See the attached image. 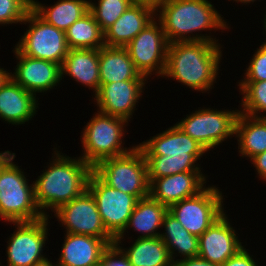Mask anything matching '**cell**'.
<instances>
[{
  "label": "cell",
  "instance_id": "1",
  "mask_svg": "<svg viewBox=\"0 0 266 266\" xmlns=\"http://www.w3.org/2000/svg\"><path fill=\"white\" fill-rule=\"evenodd\" d=\"M220 13L211 0H166L155 11V18L161 23L168 43L205 41L220 44L211 31L223 32L231 28ZM204 31L209 34L202 33Z\"/></svg>",
  "mask_w": 266,
  "mask_h": 266
},
{
  "label": "cell",
  "instance_id": "2",
  "mask_svg": "<svg viewBox=\"0 0 266 266\" xmlns=\"http://www.w3.org/2000/svg\"><path fill=\"white\" fill-rule=\"evenodd\" d=\"M222 49L221 44L205 41L168 43L162 78L175 80L192 91L209 94L222 71Z\"/></svg>",
  "mask_w": 266,
  "mask_h": 266
},
{
  "label": "cell",
  "instance_id": "3",
  "mask_svg": "<svg viewBox=\"0 0 266 266\" xmlns=\"http://www.w3.org/2000/svg\"><path fill=\"white\" fill-rule=\"evenodd\" d=\"M57 145L52 148L50 162L33 181L35 200L45 217H50L49 212H55L61 205L80 196L87 189L92 172V167L80 156H67Z\"/></svg>",
  "mask_w": 266,
  "mask_h": 266
},
{
  "label": "cell",
  "instance_id": "4",
  "mask_svg": "<svg viewBox=\"0 0 266 266\" xmlns=\"http://www.w3.org/2000/svg\"><path fill=\"white\" fill-rule=\"evenodd\" d=\"M145 155L148 179L188 171H201L200 160L208 152L176 124L137 144ZM199 161V163H198Z\"/></svg>",
  "mask_w": 266,
  "mask_h": 266
},
{
  "label": "cell",
  "instance_id": "5",
  "mask_svg": "<svg viewBox=\"0 0 266 266\" xmlns=\"http://www.w3.org/2000/svg\"><path fill=\"white\" fill-rule=\"evenodd\" d=\"M15 158L16 153L11 152L0 163V221L8 225L45 217L35 200L34 183L29 184L27 174L14 162Z\"/></svg>",
  "mask_w": 266,
  "mask_h": 266
},
{
  "label": "cell",
  "instance_id": "6",
  "mask_svg": "<svg viewBox=\"0 0 266 266\" xmlns=\"http://www.w3.org/2000/svg\"><path fill=\"white\" fill-rule=\"evenodd\" d=\"M96 111L80 133L83 149L80 157L92 168L104 159L124 155L135 147H124L128 121Z\"/></svg>",
  "mask_w": 266,
  "mask_h": 266
},
{
  "label": "cell",
  "instance_id": "7",
  "mask_svg": "<svg viewBox=\"0 0 266 266\" xmlns=\"http://www.w3.org/2000/svg\"><path fill=\"white\" fill-rule=\"evenodd\" d=\"M92 171L108 186L133 195L138 200L149 196L147 162L136 144L124 155L98 162Z\"/></svg>",
  "mask_w": 266,
  "mask_h": 266
},
{
  "label": "cell",
  "instance_id": "8",
  "mask_svg": "<svg viewBox=\"0 0 266 266\" xmlns=\"http://www.w3.org/2000/svg\"><path fill=\"white\" fill-rule=\"evenodd\" d=\"M235 109L200 107L195 112H189L175 124L210 153L215 147L234 137L239 114V109Z\"/></svg>",
  "mask_w": 266,
  "mask_h": 266
},
{
  "label": "cell",
  "instance_id": "9",
  "mask_svg": "<svg viewBox=\"0 0 266 266\" xmlns=\"http://www.w3.org/2000/svg\"><path fill=\"white\" fill-rule=\"evenodd\" d=\"M22 24H28V29L21 35L15 47L25 56L61 66L69 51L65 32L47 23L32 8Z\"/></svg>",
  "mask_w": 266,
  "mask_h": 266
},
{
  "label": "cell",
  "instance_id": "10",
  "mask_svg": "<svg viewBox=\"0 0 266 266\" xmlns=\"http://www.w3.org/2000/svg\"><path fill=\"white\" fill-rule=\"evenodd\" d=\"M207 185L198 194L172 204L168 211L191 234L200 237L226 210L222 189Z\"/></svg>",
  "mask_w": 266,
  "mask_h": 266
},
{
  "label": "cell",
  "instance_id": "11",
  "mask_svg": "<svg viewBox=\"0 0 266 266\" xmlns=\"http://www.w3.org/2000/svg\"><path fill=\"white\" fill-rule=\"evenodd\" d=\"M52 217H43L33 222H11L15 231L7 238L6 265L0 266H32L47 258L43 252L47 245ZM50 219V220H49ZM44 253V254H43Z\"/></svg>",
  "mask_w": 266,
  "mask_h": 266
},
{
  "label": "cell",
  "instance_id": "12",
  "mask_svg": "<svg viewBox=\"0 0 266 266\" xmlns=\"http://www.w3.org/2000/svg\"><path fill=\"white\" fill-rule=\"evenodd\" d=\"M87 190L95 199L104 227L114 239L118 238L127 227L138 199L108 186L93 171Z\"/></svg>",
  "mask_w": 266,
  "mask_h": 266
},
{
  "label": "cell",
  "instance_id": "13",
  "mask_svg": "<svg viewBox=\"0 0 266 266\" xmlns=\"http://www.w3.org/2000/svg\"><path fill=\"white\" fill-rule=\"evenodd\" d=\"M136 70L148 80L162 77L166 67L168 41L155 18L124 47ZM150 77V78H149Z\"/></svg>",
  "mask_w": 266,
  "mask_h": 266
},
{
  "label": "cell",
  "instance_id": "14",
  "mask_svg": "<svg viewBox=\"0 0 266 266\" xmlns=\"http://www.w3.org/2000/svg\"><path fill=\"white\" fill-rule=\"evenodd\" d=\"M53 215L59 227L66 229L65 233L101 238L108 245L115 242L104 227L95 199L87 189L80 196L61 205Z\"/></svg>",
  "mask_w": 266,
  "mask_h": 266
},
{
  "label": "cell",
  "instance_id": "15",
  "mask_svg": "<svg viewBox=\"0 0 266 266\" xmlns=\"http://www.w3.org/2000/svg\"><path fill=\"white\" fill-rule=\"evenodd\" d=\"M147 83L148 80H128L100 84L98 92L94 97L92 95V100L94 99L99 112L124 118L129 122L137 110L136 105L142 99Z\"/></svg>",
  "mask_w": 266,
  "mask_h": 266
},
{
  "label": "cell",
  "instance_id": "16",
  "mask_svg": "<svg viewBox=\"0 0 266 266\" xmlns=\"http://www.w3.org/2000/svg\"><path fill=\"white\" fill-rule=\"evenodd\" d=\"M13 53L16 61L10 77L26 91L35 96L50 92L58 87L61 81V66L51 61L23 55L15 46ZM15 69V70H14ZM38 93V94H37ZM37 94V95H36Z\"/></svg>",
  "mask_w": 266,
  "mask_h": 266
},
{
  "label": "cell",
  "instance_id": "17",
  "mask_svg": "<svg viewBox=\"0 0 266 266\" xmlns=\"http://www.w3.org/2000/svg\"><path fill=\"white\" fill-rule=\"evenodd\" d=\"M228 215L225 212L199 237L198 256L220 266L245 246Z\"/></svg>",
  "mask_w": 266,
  "mask_h": 266
},
{
  "label": "cell",
  "instance_id": "18",
  "mask_svg": "<svg viewBox=\"0 0 266 266\" xmlns=\"http://www.w3.org/2000/svg\"><path fill=\"white\" fill-rule=\"evenodd\" d=\"M207 176L202 170L148 179L149 196L169 208L172 204L201 192L206 187L209 179Z\"/></svg>",
  "mask_w": 266,
  "mask_h": 266
},
{
  "label": "cell",
  "instance_id": "19",
  "mask_svg": "<svg viewBox=\"0 0 266 266\" xmlns=\"http://www.w3.org/2000/svg\"><path fill=\"white\" fill-rule=\"evenodd\" d=\"M37 99L38 96L26 91L10 77L0 88V119L12 126L30 123L38 114Z\"/></svg>",
  "mask_w": 266,
  "mask_h": 266
},
{
  "label": "cell",
  "instance_id": "20",
  "mask_svg": "<svg viewBox=\"0 0 266 266\" xmlns=\"http://www.w3.org/2000/svg\"><path fill=\"white\" fill-rule=\"evenodd\" d=\"M58 266H99L102 253L109 246L103 239L82 234L64 233Z\"/></svg>",
  "mask_w": 266,
  "mask_h": 266
},
{
  "label": "cell",
  "instance_id": "21",
  "mask_svg": "<svg viewBox=\"0 0 266 266\" xmlns=\"http://www.w3.org/2000/svg\"><path fill=\"white\" fill-rule=\"evenodd\" d=\"M155 10L142 4H131L127 10L104 31V44L108 47H125L151 21Z\"/></svg>",
  "mask_w": 266,
  "mask_h": 266
},
{
  "label": "cell",
  "instance_id": "22",
  "mask_svg": "<svg viewBox=\"0 0 266 266\" xmlns=\"http://www.w3.org/2000/svg\"><path fill=\"white\" fill-rule=\"evenodd\" d=\"M64 76L93 90L95 95L100 88L99 49H69L61 65V79Z\"/></svg>",
  "mask_w": 266,
  "mask_h": 266
},
{
  "label": "cell",
  "instance_id": "23",
  "mask_svg": "<svg viewBox=\"0 0 266 266\" xmlns=\"http://www.w3.org/2000/svg\"><path fill=\"white\" fill-rule=\"evenodd\" d=\"M167 212V206L152 199L150 196L138 200L127 227L115 241H124L126 237L133 240L132 236L129 238V234H127L128 236L126 235V232L129 233L128 231H131V229L139 233L136 238L160 237L161 230L159 229H162L163 219Z\"/></svg>",
  "mask_w": 266,
  "mask_h": 266
},
{
  "label": "cell",
  "instance_id": "24",
  "mask_svg": "<svg viewBox=\"0 0 266 266\" xmlns=\"http://www.w3.org/2000/svg\"><path fill=\"white\" fill-rule=\"evenodd\" d=\"M100 84L128 80H148L135 68L124 47L103 46L99 49Z\"/></svg>",
  "mask_w": 266,
  "mask_h": 266
},
{
  "label": "cell",
  "instance_id": "25",
  "mask_svg": "<svg viewBox=\"0 0 266 266\" xmlns=\"http://www.w3.org/2000/svg\"><path fill=\"white\" fill-rule=\"evenodd\" d=\"M235 140L240 158L247 160L266 151V117H252L239 112L235 123Z\"/></svg>",
  "mask_w": 266,
  "mask_h": 266
},
{
  "label": "cell",
  "instance_id": "26",
  "mask_svg": "<svg viewBox=\"0 0 266 266\" xmlns=\"http://www.w3.org/2000/svg\"><path fill=\"white\" fill-rule=\"evenodd\" d=\"M162 230L160 238L167 246L174 264L178 260L198 256L199 237L188 232L169 211L164 216Z\"/></svg>",
  "mask_w": 266,
  "mask_h": 266
},
{
  "label": "cell",
  "instance_id": "27",
  "mask_svg": "<svg viewBox=\"0 0 266 266\" xmlns=\"http://www.w3.org/2000/svg\"><path fill=\"white\" fill-rule=\"evenodd\" d=\"M132 242L129 248L123 247L122 241L114 242L132 266H174L168 248L160 237L137 238Z\"/></svg>",
  "mask_w": 266,
  "mask_h": 266
},
{
  "label": "cell",
  "instance_id": "28",
  "mask_svg": "<svg viewBox=\"0 0 266 266\" xmlns=\"http://www.w3.org/2000/svg\"><path fill=\"white\" fill-rule=\"evenodd\" d=\"M45 4L32 0V9L47 23L64 32L89 12V0H58L53 5Z\"/></svg>",
  "mask_w": 266,
  "mask_h": 266
},
{
  "label": "cell",
  "instance_id": "29",
  "mask_svg": "<svg viewBox=\"0 0 266 266\" xmlns=\"http://www.w3.org/2000/svg\"><path fill=\"white\" fill-rule=\"evenodd\" d=\"M69 49H100L105 46L104 32L88 12L65 31Z\"/></svg>",
  "mask_w": 266,
  "mask_h": 266
},
{
  "label": "cell",
  "instance_id": "30",
  "mask_svg": "<svg viewBox=\"0 0 266 266\" xmlns=\"http://www.w3.org/2000/svg\"><path fill=\"white\" fill-rule=\"evenodd\" d=\"M241 93L239 112L252 117H266V81H238ZM265 113V114H264Z\"/></svg>",
  "mask_w": 266,
  "mask_h": 266
},
{
  "label": "cell",
  "instance_id": "31",
  "mask_svg": "<svg viewBox=\"0 0 266 266\" xmlns=\"http://www.w3.org/2000/svg\"><path fill=\"white\" fill-rule=\"evenodd\" d=\"M89 0V12L104 32L133 4L132 0Z\"/></svg>",
  "mask_w": 266,
  "mask_h": 266
},
{
  "label": "cell",
  "instance_id": "32",
  "mask_svg": "<svg viewBox=\"0 0 266 266\" xmlns=\"http://www.w3.org/2000/svg\"><path fill=\"white\" fill-rule=\"evenodd\" d=\"M31 8L32 0H0V26L22 25Z\"/></svg>",
  "mask_w": 266,
  "mask_h": 266
},
{
  "label": "cell",
  "instance_id": "33",
  "mask_svg": "<svg viewBox=\"0 0 266 266\" xmlns=\"http://www.w3.org/2000/svg\"><path fill=\"white\" fill-rule=\"evenodd\" d=\"M239 81H266V39L256 48Z\"/></svg>",
  "mask_w": 266,
  "mask_h": 266
},
{
  "label": "cell",
  "instance_id": "34",
  "mask_svg": "<svg viewBox=\"0 0 266 266\" xmlns=\"http://www.w3.org/2000/svg\"><path fill=\"white\" fill-rule=\"evenodd\" d=\"M100 266H132L124 252L114 243L102 253Z\"/></svg>",
  "mask_w": 266,
  "mask_h": 266
},
{
  "label": "cell",
  "instance_id": "35",
  "mask_svg": "<svg viewBox=\"0 0 266 266\" xmlns=\"http://www.w3.org/2000/svg\"><path fill=\"white\" fill-rule=\"evenodd\" d=\"M248 251L249 249H246L244 246L221 266H259L258 260L256 258L254 260V256Z\"/></svg>",
  "mask_w": 266,
  "mask_h": 266
},
{
  "label": "cell",
  "instance_id": "36",
  "mask_svg": "<svg viewBox=\"0 0 266 266\" xmlns=\"http://www.w3.org/2000/svg\"><path fill=\"white\" fill-rule=\"evenodd\" d=\"M253 165L254 170L257 171L256 174L259 180L265 181L266 183V151L257 154L255 157L249 160Z\"/></svg>",
  "mask_w": 266,
  "mask_h": 266
},
{
  "label": "cell",
  "instance_id": "37",
  "mask_svg": "<svg viewBox=\"0 0 266 266\" xmlns=\"http://www.w3.org/2000/svg\"><path fill=\"white\" fill-rule=\"evenodd\" d=\"M174 266H220L199 256L178 260Z\"/></svg>",
  "mask_w": 266,
  "mask_h": 266
},
{
  "label": "cell",
  "instance_id": "38",
  "mask_svg": "<svg viewBox=\"0 0 266 266\" xmlns=\"http://www.w3.org/2000/svg\"><path fill=\"white\" fill-rule=\"evenodd\" d=\"M166 0H132L133 3L142 4L153 8L155 11L165 2Z\"/></svg>",
  "mask_w": 266,
  "mask_h": 266
},
{
  "label": "cell",
  "instance_id": "39",
  "mask_svg": "<svg viewBox=\"0 0 266 266\" xmlns=\"http://www.w3.org/2000/svg\"><path fill=\"white\" fill-rule=\"evenodd\" d=\"M11 70H5L0 66V88L7 82V80L10 78V72Z\"/></svg>",
  "mask_w": 266,
  "mask_h": 266
},
{
  "label": "cell",
  "instance_id": "40",
  "mask_svg": "<svg viewBox=\"0 0 266 266\" xmlns=\"http://www.w3.org/2000/svg\"><path fill=\"white\" fill-rule=\"evenodd\" d=\"M50 259H52V258L48 259V257H47L43 261L35 263L32 266H58L57 264H55L56 262L53 263L52 260H50Z\"/></svg>",
  "mask_w": 266,
  "mask_h": 266
},
{
  "label": "cell",
  "instance_id": "41",
  "mask_svg": "<svg viewBox=\"0 0 266 266\" xmlns=\"http://www.w3.org/2000/svg\"><path fill=\"white\" fill-rule=\"evenodd\" d=\"M229 1H232V0H229ZM234 1H235V3H240L241 5H250V4H253L255 1L257 2V0H233V3H234ZM259 2L261 1V0H258Z\"/></svg>",
  "mask_w": 266,
  "mask_h": 266
},
{
  "label": "cell",
  "instance_id": "42",
  "mask_svg": "<svg viewBox=\"0 0 266 266\" xmlns=\"http://www.w3.org/2000/svg\"><path fill=\"white\" fill-rule=\"evenodd\" d=\"M12 151L5 150L0 152V163L11 153Z\"/></svg>",
  "mask_w": 266,
  "mask_h": 266
},
{
  "label": "cell",
  "instance_id": "43",
  "mask_svg": "<svg viewBox=\"0 0 266 266\" xmlns=\"http://www.w3.org/2000/svg\"><path fill=\"white\" fill-rule=\"evenodd\" d=\"M265 13H266V11H265ZM265 16H264V19H263V34H264V30H265V35H266V14H264ZM266 37V36H265ZM264 39H266V38H264Z\"/></svg>",
  "mask_w": 266,
  "mask_h": 266
}]
</instances>
